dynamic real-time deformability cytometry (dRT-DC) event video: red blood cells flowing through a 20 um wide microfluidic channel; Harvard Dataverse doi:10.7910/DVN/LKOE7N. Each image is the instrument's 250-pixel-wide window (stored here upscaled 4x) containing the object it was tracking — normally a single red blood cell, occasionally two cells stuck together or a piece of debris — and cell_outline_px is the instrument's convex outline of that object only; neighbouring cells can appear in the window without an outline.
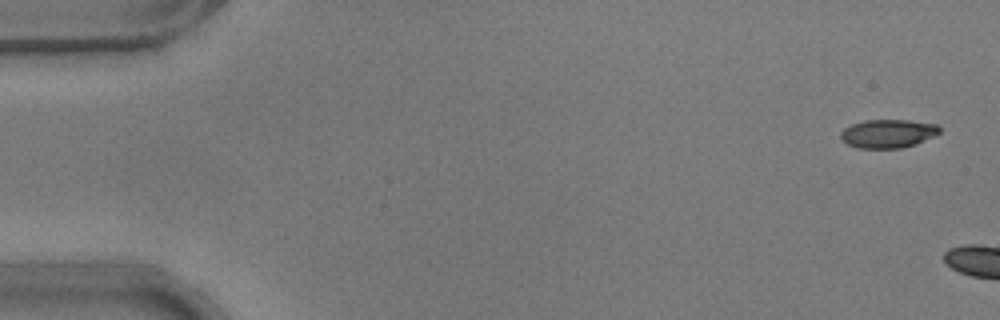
{"species": "common noctule bat (a hibernating species)", "species_latin": "Nyctalus noctula", "temperature_condition": "warm", "stored_images_in_passage": 5, "camera_frame_rate_fps": 3000, "um_per_image_px": 0.085, "animal": {"sex": "male", "body_mass_g": 17.9}, "frame": {"image": 1, "passage_image": 1, "time_ms": 0.0, "image_size_px": [1000, 320], "cell_outline_px": [[940, 132], [936, 136], [916, 144], [900, 148], [856, 148], [848, 144], [840, 136], [840, 132], [844, 128], [852, 124], [864, 120], [908, 120], [936, 124], [940, 128]], "centroid_in_image_um": [75.49, 11.35], "position_along_channel_um": 9.5, "area_um2": 16.47}}